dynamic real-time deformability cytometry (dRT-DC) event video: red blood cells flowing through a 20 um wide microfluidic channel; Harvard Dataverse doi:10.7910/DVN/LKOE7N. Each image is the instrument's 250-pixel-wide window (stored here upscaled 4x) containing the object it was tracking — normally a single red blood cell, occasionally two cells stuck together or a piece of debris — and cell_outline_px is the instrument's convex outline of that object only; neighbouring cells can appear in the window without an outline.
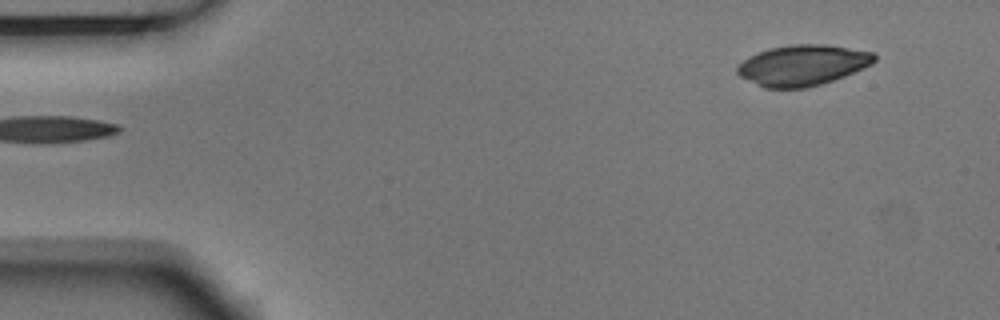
{"species": "Egyptian fruit bat (a non-hibernating species)", "species_latin": "Rousettus aegyptiacus", "temperature_condition": "room temperature", "stored_images_in_passage": 6, "segment_of_instrument_passage": [2, 2], "camera_frame_rate_fps": 3000, "um_per_image_px": 0.085, "animal": {"sex": "male"}, "frame": {"image": 1, "passage_image": 6, "time_ms": 1.667, "image_size_px": [1000, 320], "cell_outline_px": [[876, 60], [872, 64], [864, 68], [844, 76], [808, 88], [764, 88], [740, 76], [736, 72], [736, 68], [744, 60], [768, 48], [792, 44], [824, 44], [872, 52], [876, 56]], "centroid_in_image_um": [68.23, 5.55], "position_along_channel_um": 16.8, "area_um2": 32.25}}